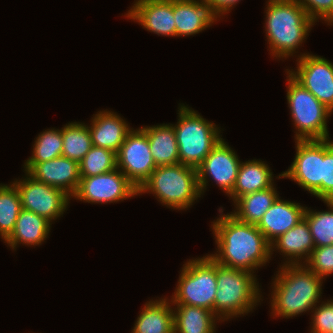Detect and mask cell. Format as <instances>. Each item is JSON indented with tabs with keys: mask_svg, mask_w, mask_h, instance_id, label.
Returning <instances> with one entry per match:
<instances>
[{
	"mask_svg": "<svg viewBox=\"0 0 333 333\" xmlns=\"http://www.w3.org/2000/svg\"><path fill=\"white\" fill-rule=\"evenodd\" d=\"M150 193L163 206L185 210L201 197L197 169L181 163L157 166L138 190V195Z\"/></svg>",
	"mask_w": 333,
	"mask_h": 333,
	"instance_id": "5b68a950",
	"label": "cell"
},
{
	"mask_svg": "<svg viewBox=\"0 0 333 333\" xmlns=\"http://www.w3.org/2000/svg\"><path fill=\"white\" fill-rule=\"evenodd\" d=\"M21 198L16 186L0 184V237L5 241L13 232L21 211Z\"/></svg>",
	"mask_w": 333,
	"mask_h": 333,
	"instance_id": "83f0119b",
	"label": "cell"
},
{
	"mask_svg": "<svg viewBox=\"0 0 333 333\" xmlns=\"http://www.w3.org/2000/svg\"><path fill=\"white\" fill-rule=\"evenodd\" d=\"M62 128L47 129L36 137L31 157L24 163H42L62 156Z\"/></svg>",
	"mask_w": 333,
	"mask_h": 333,
	"instance_id": "f546056e",
	"label": "cell"
},
{
	"mask_svg": "<svg viewBox=\"0 0 333 333\" xmlns=\"http://www.w3.org/2000/svg\"><path fill=\"white\" fill-rule=\"evenodd\" d=\"M280 198L275 200L256 225L270 244L300 222L306 209L300 203Z\"/></svg>",
	"mask_w": 333,
	"mask_h": 333,
	"instance_id": "d6986e66",
	"label": "cell"
},
{
	"mask_svg": "<svg viewBox=\"0 0 333 333\" xmlns=\"http://www.w3.org/2000/svg\"><path fill=\"white\" fill-rule=\"evenodd\" d=\"M117 168L139 190L156 169L146 133L132 129L116 153Z\"/></svg>",
	"mask_w": 333,
	"mask_h": 333,
	"instance_id": "7c38bea8",
	"label": "cell"
},
{
	"mask_svg": "<svg viewBox=\"0 0 333 333\" xmlns=\"http://www.w3.org/2000/svg\"><path fill=\"white\" fill-rule=\"evenodd\" d=\"M320 305V306H319ZM311 331L310 333H332L333 332V299L322 301L310 312Z\"/></svg>",
	"mask_w": 333,
	"mask_h": 333,
	"instance_id": "836d02e7",
	"label": "cell"
},
{
	"mask_svg": "<svg viewBox=\"0 0 333 333\" xmlns=\"http://www.w3.org/2000/svg\"><path fill=\"white\" fill-rule=\"evenodd\" d=\"M62 156L80 162L92 145L88 125L82 122H69L62 127Z\"/></svg>",
	"mask_w": 333,
	"mask_h": 333,
	"instance_id": "4316f807",
	"label": "cell"
},
{
	"mask_svg": "<svg viewBox=\"0 0 333 333\" xmlns=\"http://www.w3.org/2000/svg\"><path fill=\"white\" fill-rule=\"evenodd\" d=\"M147 135L156 166L179 164V150L172 124L140 127Z\"/></svg>",
	"mask_w": 333,
	"mask_h": 333,
	"instance_id": "cb8c5ba5",
	"label": "cell"
},
{
	"mask_svg": "<svg viewBox=\"0 0 333 333\" xmlns=\"http://www.w3.org/2000/svg\"><path fill=\"white\" fill-rule=\"evenodd\" d=\"M206 2H209L215 12L221 17L224 16V14H228L231 12V9L239 3L241 0H204ZM234 6V7H233Z\"/></svg>",
	"mask_w": 333,
	"mask_h": 333,
	"instance_id": "d590c367",
	"label": "cell"
},
{
	"mask_svg": "<svg viewBox=\"0 0 333 333\" xmlns=\"http://www.w3.org/2000/svg\"><path fill=\"white\" fill-rule=\"evenodd\" d=\"M295 143L293 162L276 179L289 178L321 200L323 140H295Z\"/></svg>",
	"mask_w": 333,
	"mask_h": 333,
	"instance_id": "9c48e42d",
	"label": "cell"
},
{
	"mask_svg": "<svg viewBox=\"0 0 333 333\" xmlns=\"http://www.w3.org/2000/svg\"><path fill=\"white\" fill-rule=\"evenodd\" d=\"M25 175L12 182L19 191L22 209L34 212L53 223L67 211L72 198L58 188L34 180L26 172Z\"/></svg>",
	"mask_w": 333,
	"mask_h": 333,
	"instance_id": "30bf717a",
	"label": "cell"
},
{
	"mask_svg": "<svg viewBox=\"0 0 333 333\" xmlns=\"http://www.w3.org/2000/svg\"><path fill=\"white\" fill-rule=\"evenodd\" d=\"M222 208L220 217L211 222L217 251L209 255L223 266L254 274L271 260V244L256 225L223 214Z\"/></svg>",
	"mask_w": 333,
	"mask_h": 333,
	"instance_id": "6da1fadb",
	"label": "cell"
},
{
	"mask_svg": "<svg viewBox=\"0 0 333 333\" xmlns=\"http://www.w3.org/2000/svg\"><path fill=\"white\" fill-rule=\"evenodd\" d=\"M181 269L171 304L201 307L214 313L216 261L208 254L189 259Z\"/></svg>",
	"mask_w": 333,
	"mask_h": 333,
	"instance_id": "ba28073f",
	"label": "cell"
},
{
	"mask_svg": "<svg viewBox=\"0 0 333 333\" xmlns=\"http://www.w3.org/2000/svg\"><path fill=\"white\" fill-rule=\"evenodd\" d=\"M272 280L270 309L274 318L297 317L322 302L323 278L305 264H282Z\"/></svg>",
	"mask_w": 333,
	"mask_h": 333,
	"instance_id": "7a4b0ae2",
	"label": "cell"
},
{
	"mask_svg": "<svg viewBox=\"0 0 333 333\" xmlns=\"http://www.w3.org/2000/svg\"><path fill=\"white\" fill-rule=\"evenodd\" d=\"M173 14L176 37L196 35L221 18L204 0H173Z\"/></svg>",
	"mask_w": 333,
	"mask_h": 333,
	"instance_id": "e0dca14e",
	"label": "cell"
},
{
	"mask_svg": "<svg viewBox=\"0 0 333 333\" xmlns=\"http://www.w3.org/2000/svg\"><path fill=\"white\" fill-rule=\"evenodd\" d=\"M240 165L238 155L222 138L196 168L201 196L210 178L229 196L235 186Z\"/></svg>",
	"mask_w": 333,
	"mask_h": 333,
	"instance_id": "4fadbf2b",
	"label": "cell"
},
{
	"mask_svg": "<svg viewBox=\"0 0 333 333\" xmlns=\"http://www.w3.org/2000/svg\"><path fill=\"white\" fill-rule=\"evenodd\" d=\"M297 56L296 69L287 72L333 112V63L309 53Z\"/></svg>",
	"mask_w": 333,
	"mask_h": 333,
	"instance_id": "5bb4252c",
	"label": "cell"
},
{
	"mask_svg": "<svg viewBox=\"0 0 333 333\" xmlns=\"http://www.w3.org/2000/svg\"><path fill=\"white\" fill-rule=\"evenodd\" d=\"M313 273L325 279L333 274V245L315 247L304 263Z\"/></svg>",
	"mask_w": 333,
	"mask_h": 333,
	"instance_id": "1f68e13d",
	"label": "cell"
},
{
	"mask_svg": "<svg viewBox=\"0 0 333 333\" xmlns=\"http://www.w3.org/2000/svg\"><path fill=\"white\" fill-rule=\"evenodd\" d=\"M216 279L214 314L221 323L230 318L248 315L263 301L258 279L251 272L226 267L216 262Z\"/></svg>",
	"mask_w": 333,
	"mask_h": 333,
	"instance_id": "277c9868",
	"label": "cell"
},
{
	"mask_svg": "<svg viewBox=\"0 0 333 333\" xmlns=\"http://www.w3.org/2000/svg\"><path fill=\"white\" fill-rule=\"evenodd\" d=\"M117 168L116 153L110 149L92 146L79 162L80 177H92Z\"/></svg>",
	"mask_w": 333,
	"mask_h": 333,
	"instance_id": "4dcf8cb0",
	"label": "cell"
},
{
	"mask_svg": "<svg viewBox=\"0 0 333 333\" xmlns=\"http://www.w3.org/2000/svg\"><path fill=\"white\" fill-rule=\"evenodd\" d=\"M178 122L172 124L179 150V161L183 165L197 168L223 138L220 127L203 118L188 105L179 104Z\"/></svg>",
	"mask_w": 333,
	"mask_h": 333,
	"instance_id": "8992f818",
	"label": "cell"
},
{
	"mask_svg": "<svg viewBox=\"0 0 333 333\" xmlns=\"http://www.w3.org/2000/svg\"><path fill=\"white\" fill-rule=\"evenodd\" d=\"M124 16L151 33L176 37L173 0H135Z\"/></svg>",
	"mask_w": 333,
	"mask_h": 333,
	"instance_id": "2e32d148",
	"label": "cell"
},
{
	"mask_svg": "<svg viewBox=\"0 0 333 333\" xmlns=\"http://www.w3.org/2000/svg\"><path fill=\"white\" fill-rule=\"evenodd\" d=\"M274 174L267 163L261 159L241 161L235 186L228 196L235 202L246 194L272 187Z\"/></svg>",
	"mask_w": 333,
	"mask_h": 333,
	"instance_id": "603a6c76",
	"label": "cell"
},
{
	"mask_svg": "<svg viewBox=\"0 0 333 333\" xmlns=\"http://www.w3.org/2000/svg\"><path fill=\"white\" fill-rule=\"evenodd\" d=\"M316 23L319 19L333 26V0H295Z\"/></svg>",
	"mask_w": 333,
	"mask_h": 333,
	"instance_id": "e575fe53",
	"label": "cell"
},
{
	"mask_svg": "<svg viewBox=\"0 0 333 333\" xmlns=\"http://www.w3.org/2000/svg\"><path fill=\"white\" fill-rule=\"evenodd\" d=\"M287 103L295 130V140L328 139L327 120L333 112L287 71Z\"/></svg>",
	"mask_w": 333,
	"mask_h": 333,
	"instance_id": "52a82bcc",
	"label": "cell"
},
{
	"mask_svg": "<svg viewBox=\"0 0 333 333\" xmlns=\"http://www.w3.org/2000/svg\"><path fill=\"white\" fill-rule=\"evenodd\" d=\"M276 189L274 184L267 189L239 197L233 204L236 209L230 214L243 223L257 225L279 197Z\"/></svg>",
	"mask_w": 333,
	"mask_h": 333,
	"instance_id": "484cf974",
	"label": "cell"
},
{
	"mask_svg": "<svg viewBox=\"0 0 333 333\" xmlns=\"http://www.w3.org/2000/svg\"><path fill=\"white\" fill-rule=\"evenodd\" d=\"M88 127L93 146L107 148L115 153L133 129L119 114L107 109L93 115Z\"/></svg>",
	"mask_w": 333,
	"mask_h": 333,
	"instance_id": "ac0fdd59",
	"label": "cell"
},
{
	"mask_svg": "<svg viewBox=\"0 0 333 333\" xmlns=\"http://www.w3.org/2000/svg\"><path fill=\"white\" fill-rule=\"evenodd\" d=\"M138 196V189L116 168L92 177H81L73 199L93 204L124 201Z\"/></svg>",
	"mask_w": 333,
	"mask_h": 333,
	"instance_id": "8fae6325",
	"label": "cell"
},
{
	"mask_svg": "<svg viewBox=\"0 0 333 333\" xmlns=\"http://www.w3.org/2000/svg\"><path fill=\"white\" fill-rule=\"evenodd\" d=\"M169 298L147 301L137 317L131 333H174L173 306Z\"/></svg>",
	"mask_w": 333,
	"mask_h": 333,
	"instance_id": "7402d4cb",
	"label": "cell"
},
{
	"mask_svg": "<svg viewBox=\"0 0 333 333\" xmlns=\"http://www.w3.org/2000/svg\"><path fill=\"white\" fill-rule=\"evenodd\" d=\"M23 166V170L34 180L58 188L71 198L79 187V163L64 156L42 163H24Z\"/></svg>",
	"mask_w": 333,
	"mask_h": 333,
	"instance_id": "9a60e30c",
	"label": "cell"
},
{
	"mask_svg": "<svg viewBox=\"0 0 333 333\" xmlns=\"http://www.w3.org/2000/svg\"><path fill=\"white\" fill-rule=\"evenodd\" d=\"M173 307L174 333H215L221 320L205 308L171 304Z\"/></svg>",
	"mask_w": 333,
	"mask_h": 333,
	"instance_id": "d4e9b609",
	"label": "cell"
},
{
	"mask_svg": "<svg viewBox=\"0 0 333 333\" xmlns=\"http://www.w3.org/2000/svg\"><path fill=\"white\" fill-rule=\"evenodd\" d=\"M328 210L316 211L306 207L304 218L309 224L315 247L333 245V201H323Z\"/></svg>",
	"mask_w": 333,
	"mask_h": 333,
	"instance_id": "f1b7e54d",
	"label": "cell"
},
{
	"mask_svg": "<svg viewBox=\"0 0 333 333\" xmlns=\"http://www.w3.org/2000/svg\"><path fill=\"white\" fill-rule=\"evenodd\" d=\"M267 1L264 28L270 54L278 60L294 57L315 22L295 0Z\"/></svg>",
	"mask_w": 333,
	"mask_h": 333,
	"instance_id": "3957f363",
	"label": "cell"
},
{
	"mask_svg": "<svg viewBox=\"0 0 333 333\" xmlns=\"http://www.w3.org/2000/svg\"><path fill=\"white\" fill-rule=\"evenodd\" d=\"M330 139H323L322 201H333V140Z\"/></svg>",
	"mask_w": 333,
	"mask_h": 333,
	"instance_id": "d6a6232c",
	"label": "cell"
},
{
	"mask_svg": "<svg viewBox=\"0 0 333 333\" xmlns=\"http://www.w3.org/2000/svg\"><path fill=\"white\" fill-rule=\"evenodd\" d=\"M315 248L309 224L303 218L286 233L271 243V258L273 251H278L287 260V264H304ZM303 261V262H302Z\"/></svg>",
	"mask_w": 333,
	"mask_h": 333,
	"instance_id": "ffe728a7",
	"label": "cell"
},
{
	"mask_svg": "<svg viewBox=\"0 0 333 333\" xmlns=\"http://www.w3.org/2000/svg\"><path fill=\"white\" fill-rule=\"evenodd\" d=\"M51 222L38 214L21 209L13 232L4 241L11 250H16L19 244L39 246L48 238Z\"/></svg>",
	"mask_w": 333,
	"mask_h": 333,
	"instance_id": "44dd1931",
	"label": "cell"
}]
</instances>
